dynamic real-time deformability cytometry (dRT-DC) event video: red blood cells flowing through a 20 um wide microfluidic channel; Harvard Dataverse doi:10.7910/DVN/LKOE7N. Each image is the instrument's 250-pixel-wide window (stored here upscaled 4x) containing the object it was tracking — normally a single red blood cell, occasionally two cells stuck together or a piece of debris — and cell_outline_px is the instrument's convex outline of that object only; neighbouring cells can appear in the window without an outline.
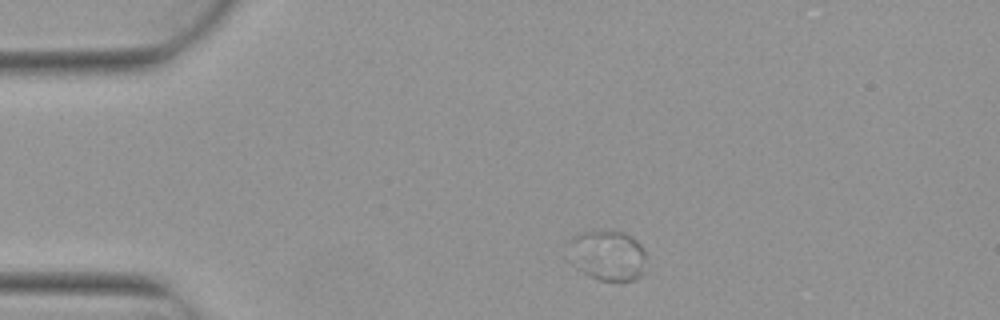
{"species": "Egyptian fruit bat (a non-hibernating species)", "species_latin": "Rousettus aegyptiacus", "temperature_condition": "warm", "stored_images_in_passage": 4, "camera_frame_rate_fps": 3000, "um_per_image_px": 0.085, "animal": {"sex": "female"}, "frame": {"image": 1, "passage_image": 2, "time_ms": 0.333, "image_size_px": [1000, 320], "cell_outline_px": [[648, 272], [632, 280], [620, 284], [600, 280], [588, 276], [580, 272], [564, 260], [564, 240], [580, 232], [624, 232], [632, 236], [640, 244], [644, 252]], "centroid_in_image_um": [51.52, 21.76], "position_along_channel_um": 33.5, "area_um2": 24.62}}
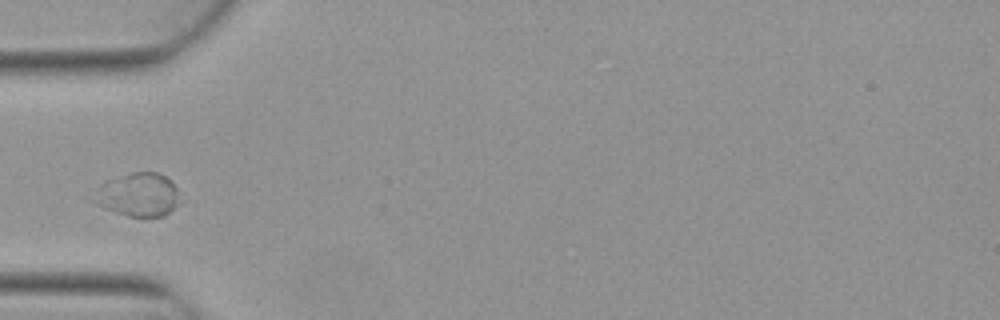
{"frame": {"image": 2, "passage_image": 4, "time_ms": 1.0, "image_size_px": [1000, 320], "cell_outline_px": [[180, 204], [164, 216], [128, 216], [104, 208], [96, 204], [100, 184], [104, 180], [132, 172], [156, 172], [164, 176], [176, 188]], "centroid_in_image_um": [11.78, 16.55], "position_along_channel_um": 73.2, "area_um2": 21.33}}